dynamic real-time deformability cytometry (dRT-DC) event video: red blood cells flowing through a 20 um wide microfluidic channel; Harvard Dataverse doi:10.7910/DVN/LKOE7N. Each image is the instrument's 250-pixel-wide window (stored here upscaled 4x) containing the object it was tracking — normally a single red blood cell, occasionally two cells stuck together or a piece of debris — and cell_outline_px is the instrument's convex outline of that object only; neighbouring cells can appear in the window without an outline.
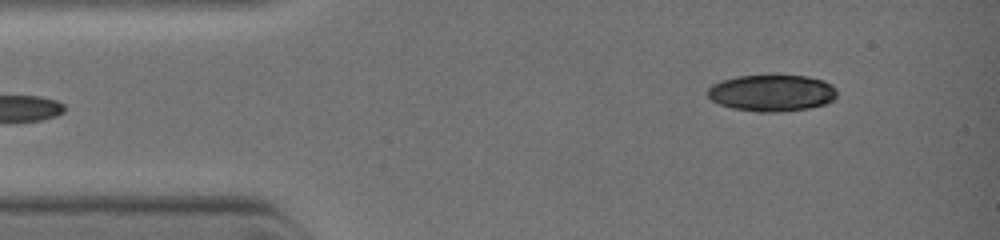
{"species": "common noctule bat (a hibernating species)", "species_latin": "Nyctalus noctula", "temperature_condition": "warm", "stored_images_in_passage": 3, "camera_frame_rate_fps": 3000, "um_per_image_px": 0.085, "animal": {"sex": "female", "body_mass_g": 19.0, "forearm_length_mm": 51.5}, "frame": {"image": 1, "passage_image": 1, "time_ms": 0.0, "image_size_px": [1000, 240], "cell_outline_px": [[836, 96], [832, 100], [824, 104], [808, 108], [780, 112], [756, 112], [732, 108], [720, 104], [712, 100], [708, 96], [708, 88], [712, 84], [736, 76], [772, 72], [808, 76], [824, 80], [832, 84], [836, 88]], "centroid_in_image_um": [65.62, 7.85], "position_along_channel_um": 19.4, "area_um2": 28.55}}